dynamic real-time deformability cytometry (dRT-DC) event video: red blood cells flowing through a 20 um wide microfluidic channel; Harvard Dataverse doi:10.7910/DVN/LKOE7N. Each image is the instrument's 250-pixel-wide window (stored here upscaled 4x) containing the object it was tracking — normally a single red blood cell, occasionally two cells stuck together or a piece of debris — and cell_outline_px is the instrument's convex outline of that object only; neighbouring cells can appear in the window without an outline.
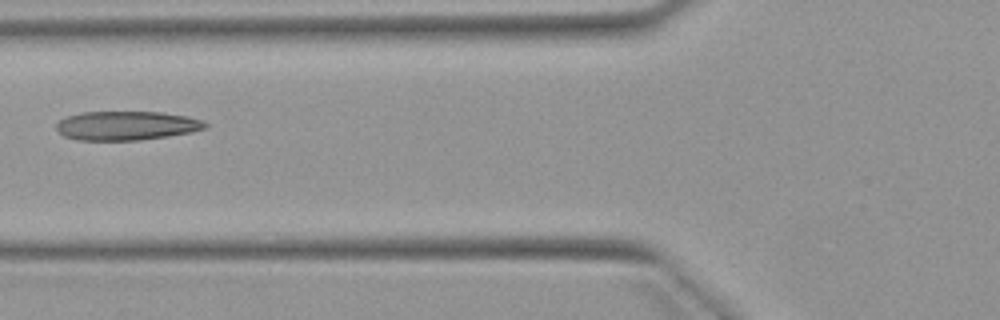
{"species": "Egyptian fruit bat (a non-hibernating species)", "species_latin": "Rousettus aegyptiacus", "temperature_condition": "warm", "stored_images_in_passage": 4, "camera_frame_rate_fps": 3000, "um_per_image_px": 0.085, "animal": {"sex": "female"}, "frame": {"image": 1, "passage_image": 3, "time_ms": 2.667, "image_size_px": [1000, 320], "cell_outline_px": [[208, 128], [192, 132], [168, 136], [140, 140], [80, 140], [64, 136], [56, 132], [56, 124], [60, 120], [68, 116], [80, 112], [160, 112], [188, 116], [204, 120], [208, 124]], "centroid_in_image_um": [10.78, 10.68], "position_along_channel_um": 115.0, "area_um2": 25.37}}
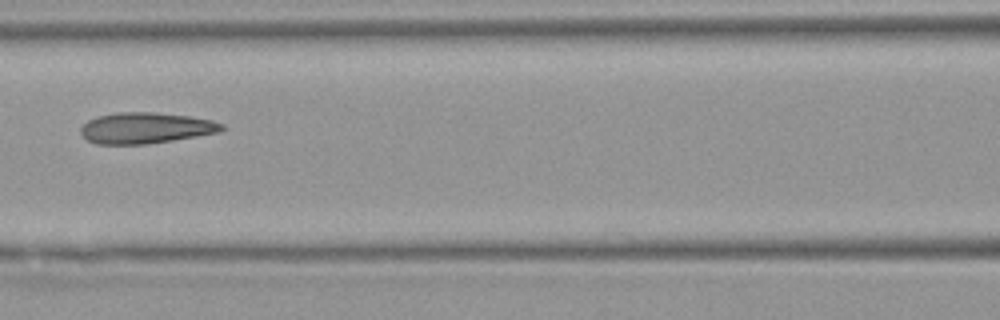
{"frame": {"image": 2, "passage_image": 4, "time_ms": 3.667, "image_size_px": [1000, 320], "cell_outline_px": [[224, 128], [220, 132], [148, 144], [96, 144], [88, 140], [80, 132], [80, 128], [88, 120], [100, 116], [116, 112], [156, 112], [188, 116], [212, 120], [224, 124]], "centroid_in_image_um": [12.39, 10.87], "position_along_channel_um": 154.2, "area_um2": 25.37}}